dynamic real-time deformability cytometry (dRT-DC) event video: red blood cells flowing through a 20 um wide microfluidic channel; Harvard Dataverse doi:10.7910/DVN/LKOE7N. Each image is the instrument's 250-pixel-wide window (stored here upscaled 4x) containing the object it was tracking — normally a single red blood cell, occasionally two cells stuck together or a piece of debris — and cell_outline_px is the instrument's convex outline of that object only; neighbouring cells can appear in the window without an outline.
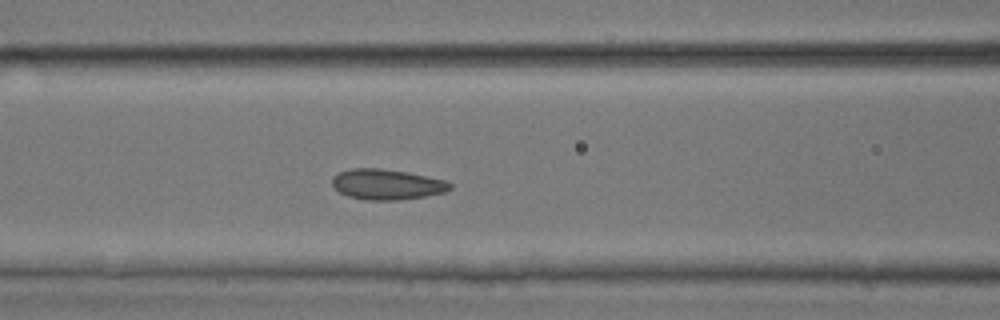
{"species": "common noctule bat (a hibernating species)", "species_latin": "Nyctalus noctula", "temperature_condition": "room temperature", "stored_images_in_passage": 45, "camera_frame_rate_fps": 3000, "um_per_image_px": 0.085, "animal": {"sex": "male", "body_mass_g": 17.9, "forearm_length_mm": 54.2}, "frame": {"image": 1, "passage_image": 18, "time_ms": 5.667, "image_size_px": [1000, 320], "cell_outline_px": [[452, 188], [444, 192], [424, 196], [400, 200], [368, 200], [348, 196], [340, 192], [332, 184], [332, 176], [340, 172], [352, 168], [380, 168], [408, 172], [444, 180], [452, 184]], "centroid_in_image_um": [32.88, 15.67], "position_along_channel_um": 133.7, "area_um2": 20.81}}
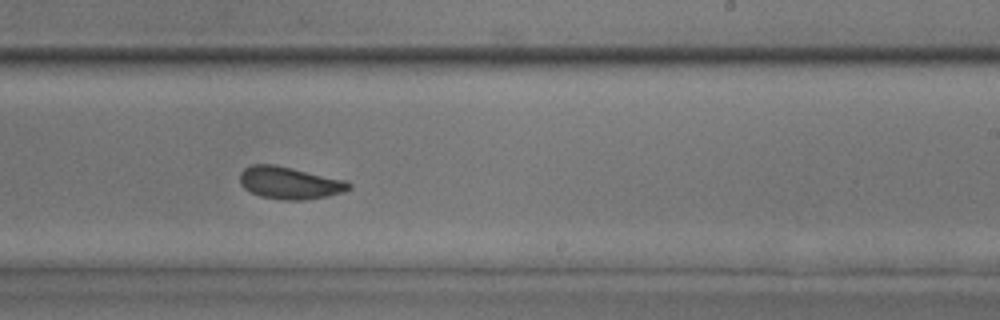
{"frame": {"image": 2, "passage_image": 27, "time_ms": 8.667, "image_size_px": [1000, 320], "cell_outline_px": [[352, 188], [344, 192], [328, 196], [304, 200], [280, 200], [260, 196], [244, 188], [240, 184], [240, 172], [244, 168], [252, 164], [276, 164], [348, 180], [352, 184]], "centroid_in_image_um": [24.66, 15.54], "position_along_channel_um": 264.3, "area_um2": 20.92}}
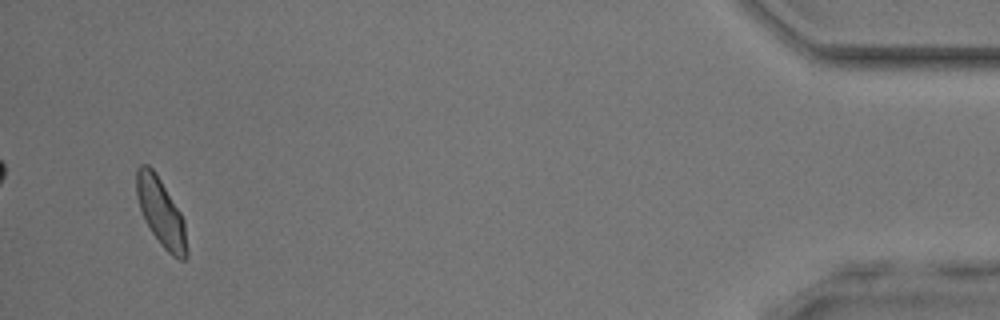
{"frame": {"image": 3, "passage_image": 43, "time_ms": 14.0, "image_size_px": [1000, 320], "cell_outline_px": [[188, 256], [184, 260], [180, 260], [172, 256], [160, 244], [144, 220], [136, 196], [136, 168], [140, 164], [148, 164], [156, 172], [180, 212], [184, 220], [188, 252]], "centroid_in_image_um": [13.68, 18.05], "position_along_channel_um": 421.5, "area_um2": 20.06}}